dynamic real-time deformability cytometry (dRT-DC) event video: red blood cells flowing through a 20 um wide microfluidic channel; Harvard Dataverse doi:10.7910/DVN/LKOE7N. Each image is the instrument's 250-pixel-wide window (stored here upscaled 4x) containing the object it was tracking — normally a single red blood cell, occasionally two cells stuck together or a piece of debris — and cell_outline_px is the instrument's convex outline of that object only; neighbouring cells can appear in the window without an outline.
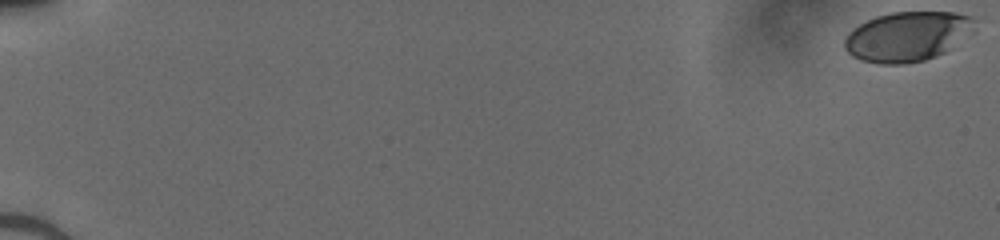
{"species": "human", "species_latin": "Homo sapiens", "temperature_condition": "cold", "stored_images_in_passage": 48, "camera_frame_rate_fps": 3000, "um_per_image_px": 0.085, "donor": {"sex": "male"}, "frame": {"image": 1, "passage_image": 1, "time_ms": 0.0, "image_size_px": [1000, 240], "cell_outline_px": [[972, 20], [944, 52], [936, 56], [924, 60], [904, 64], [880, 64], [860, 60], [852, 56], [844, 48], [844, 40], [848, 32], [860, 24], [876, 16], [892, 12], [956, 12], [968, 16]], "centroid_in_image_um": [76.91, 3.11], "position_along_channel_um": 8.1, "area_um2": 36.13}}
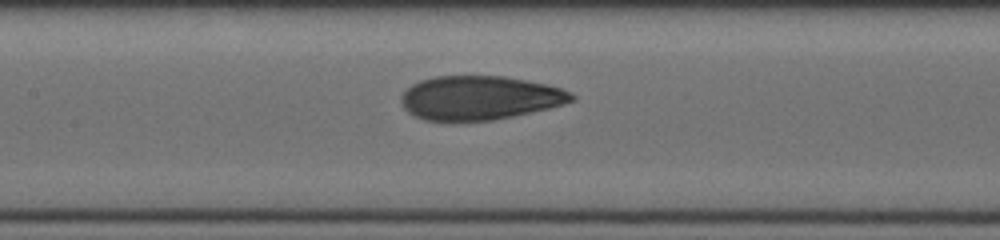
{"frame": {"image": 2, "passage_image": 28, "time_ms": 9.0, "image_size_px": [1000, 240], "cell_outline_px": [[576, 100], [548, 108], [512, 116], [492, 120], [424, 120], [408, 112], [404, 108], [400, 100], [400, 96], [412, 84], [420, 80], [436, 76], [504, 76], [544, 84], [560, 88], [572, 92], [576, 96]], "centroid_in_image_um": [40.76, 8.31], "position_along_channel_um": 166.6, "area_um2": 43.29}}
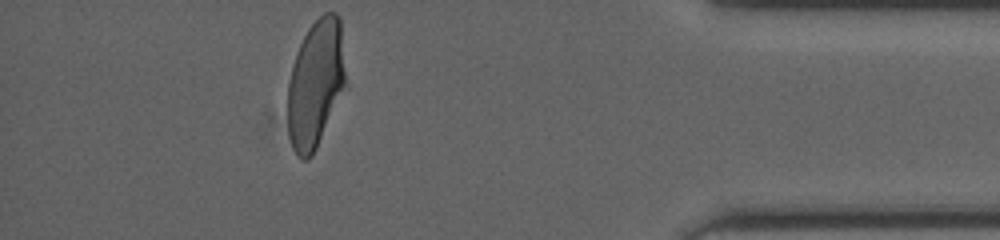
{"frame": {"image": 3, "passage_image": 48, "time_ms": 15.667, "image_size_px": [1000, 240], "cell_outline_px": [[348, 88], [312, 156], [308, 160], [304, 160], [292, 148], [288, 132], [288, 84], [292, 64], [296, 52], [308, 28], [324, 12], [336, 12], [340, 16]], "centroid_in_image_um": [26.88, 7.11], "position_along_channel_um": 408.3, "area_um2": 44.27}}